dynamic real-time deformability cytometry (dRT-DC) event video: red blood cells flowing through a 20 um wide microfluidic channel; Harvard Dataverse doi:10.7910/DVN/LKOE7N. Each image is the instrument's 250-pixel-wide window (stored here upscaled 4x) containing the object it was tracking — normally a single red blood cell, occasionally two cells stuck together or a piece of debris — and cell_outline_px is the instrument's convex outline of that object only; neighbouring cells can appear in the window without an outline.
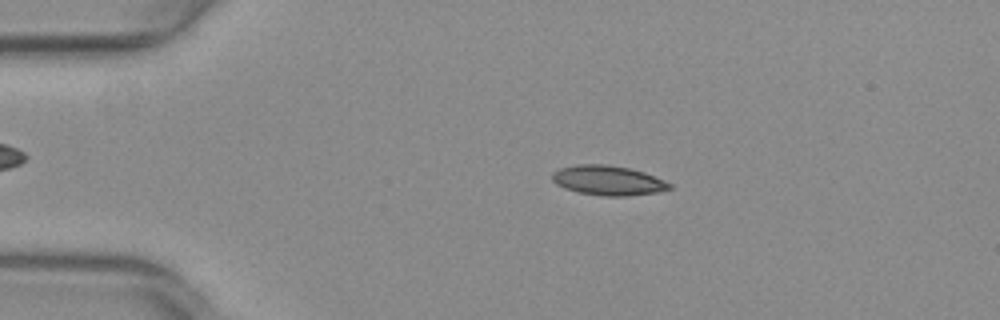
{"species": "common noctule bat (a hibernating species)", "species_latin": "Nyctalus noctula", "temperature_condition": "warm", "stored_images_in_passage": 15, "camera_frame_rate_fps": 3000, "um_per_image_px": 0.085, "animal": {"sex": "female", "body_mass_g": 29.2, "forearm_length_mm": 56.3}, "frame": {"image": 1, "passage_image": 10, "time_ms": 3.0, "image_size_px": [1000, 320], "cell_outline_px": [[672, 188], [656, 192], [628, 196], [604, 196], [576, 192], [564, 188], [556, 184], [552, 180], [552, 172], [560, 168], [576, 164], [608, 164], [628, 168], [644, 172], [664, 180], [672, 184]], "centroid_in_image_um": [51.66, 15.33], "position_along_channel_um": 33.3, "area_um2": 20.4}}